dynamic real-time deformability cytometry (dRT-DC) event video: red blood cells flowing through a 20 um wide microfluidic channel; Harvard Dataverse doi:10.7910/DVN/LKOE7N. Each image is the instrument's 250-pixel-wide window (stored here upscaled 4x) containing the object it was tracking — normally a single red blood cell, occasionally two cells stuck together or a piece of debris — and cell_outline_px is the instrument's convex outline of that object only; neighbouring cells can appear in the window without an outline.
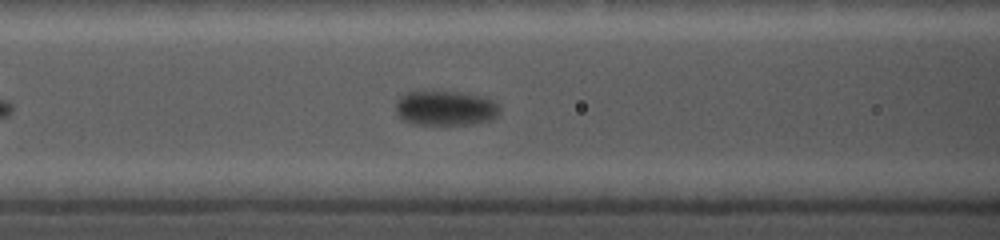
{"species": "common noctule bat (a hibernating species)", "species_latin": "Nyctalus noctula", "temperature_condition": "cold", "stored_images_in_passage": 34, "camera_frame_rate_fps": 5000, "um_per_image_px": 0.085, "animal": {"sex": "female", "body_mass_g": 19.0, "forearm_length_mm": 56.7}, "frame": {"image": 1, "passage_image": 19, "time_ms": 4.4, "image_size_px": [1000, 240], "cell_outline_px": [[500, 112], [492, 120], [472, 124], [412, 124], [400, 120], [396, 116], [396, 100], [400, 96], [408, 92], [460, 92], [480, 96], [492, 100], [500, 104]], "centroid_in_image_um": [37.85, 9.21], "position_along_channel_um": 128.8, "area_um2": 21.27}}
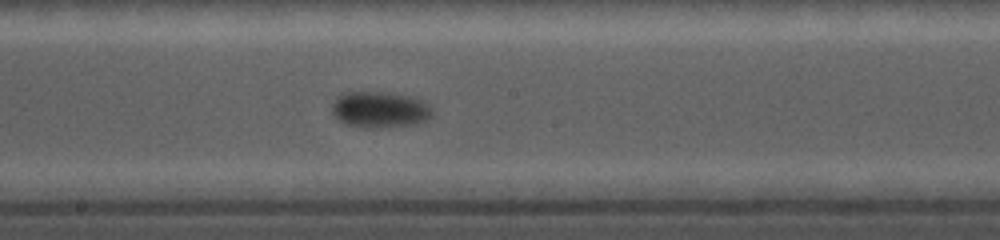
{"frame": {"image": 2, "passage_image": 27, "time_ms": 6.8, "image_size_px": [1000, 240], "cell_outline_px": [[436, 112], [428, 120], [416, 124], [376, 128], [364, 128], [348, 124], [340, 120], [332, 112], [332, 104], [336, 96], [344, 92], [388, 92], [416, 96], [424, 100]], "centroid_in_image_um": [32.36, 9.3], "position_along_channel_um": 215.8, "area_um2": 21.68}}
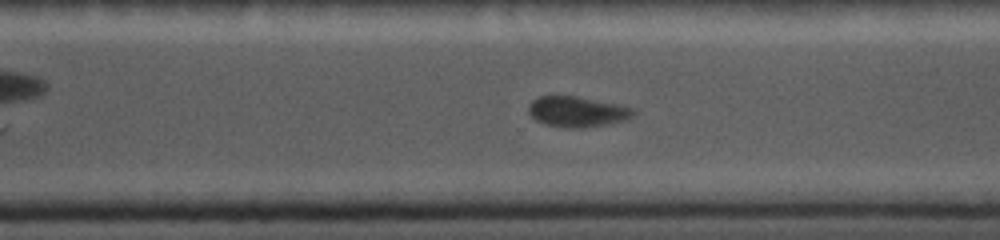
{"frame": {"image": 3, "passage_image": 33, "time_ms": 8.4, "image_size_px": [1000, 240], "cell_outline_px": [[640, 112], [636, 116], [628, 120], [608, 124], [580, 128], [564, 128], [544, 124], [536, 120], [528, 112], [528, 104], [532, 100], [540, 96], [576, 96], [620, 104], [636, 108]], "centroid_in_image_um": [49.15, 9.5], "position_along_channel_um": 321.4, "area_um2": 19.19}}